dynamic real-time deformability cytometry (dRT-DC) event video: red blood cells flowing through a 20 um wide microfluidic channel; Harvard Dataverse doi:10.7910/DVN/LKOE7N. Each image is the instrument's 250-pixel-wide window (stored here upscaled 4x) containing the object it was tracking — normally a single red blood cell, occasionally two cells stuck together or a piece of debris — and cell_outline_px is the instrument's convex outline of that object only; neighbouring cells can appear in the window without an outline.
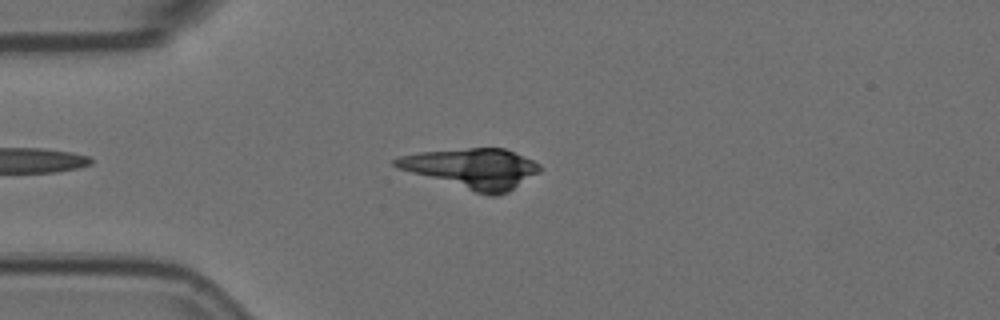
{"species": "Egyptian fruit bat (a non-hibernating species)", "species_latin": "Rousettus aegyptiacus", "temperature_condition": "room temperature", "stored_images_in_passage": 7, "camera_frame_rate_fps": 3000, "um_per_image_px": 0.085, "animal": {"sex": "female"}, "frame": {"image": 1, "passage_image": 4, "time_ms": 1.0, "image_size_px": [1000, 320], "cell_outline_px": [[544, 168], [540, 172], [508, 192], [496, 196], [488, 196], [396, 168], [392, 164], [392, 160], [400, 156], [420, 152], [468, 148], [504, 148], [532, 160], [540, 164]], "centroid_in_image_um": [40.15, 14.32], "position_along_channel_um": 44.8, "area_um2": 33.7}}